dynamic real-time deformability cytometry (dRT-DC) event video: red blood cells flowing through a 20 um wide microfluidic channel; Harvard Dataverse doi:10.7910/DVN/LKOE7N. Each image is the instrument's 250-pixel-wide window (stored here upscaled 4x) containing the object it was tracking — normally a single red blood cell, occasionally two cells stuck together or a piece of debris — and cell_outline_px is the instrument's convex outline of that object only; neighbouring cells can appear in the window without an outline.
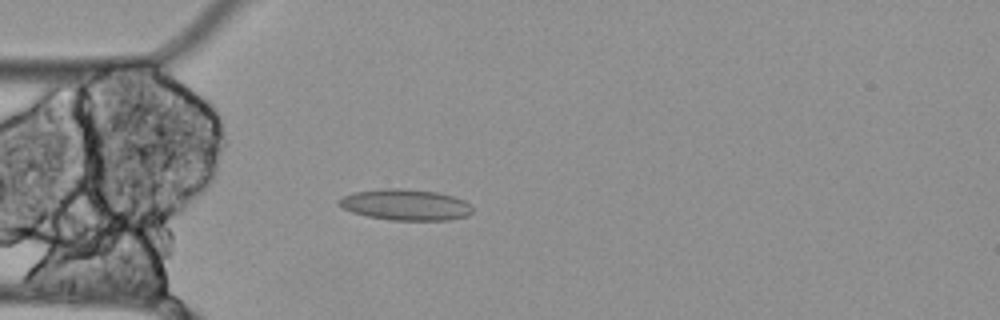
{"species": "Egyptian fruit bat (a non-hibernating species)", "species_latin": "Rousettus aegyptiacus", "temperature_condition": "cold", "stored_images_in_passage": 57, "camera_frame_rate_fps": 3000, "um_per_image_px": 0.085, "animal": {"sex": "female"}, "frame": {"image": 1, "passage_image": 16, "time_ms": 5.0, "image_size_px": [1000, 320], "cell_outline_px": [[472, 212], [468, 216], [448, 220], [392, 220], [368, 216], [352, 212], [344, 208], [336, 200], [352, 192], [384, 188], [400, 188], [436, 192], [452, 196], [464, 200], [472, 208]], "centroid_in_image_um": [34.46, 17.4], "position_along_channel_um": 50.5, "area_um2": 24.04}}
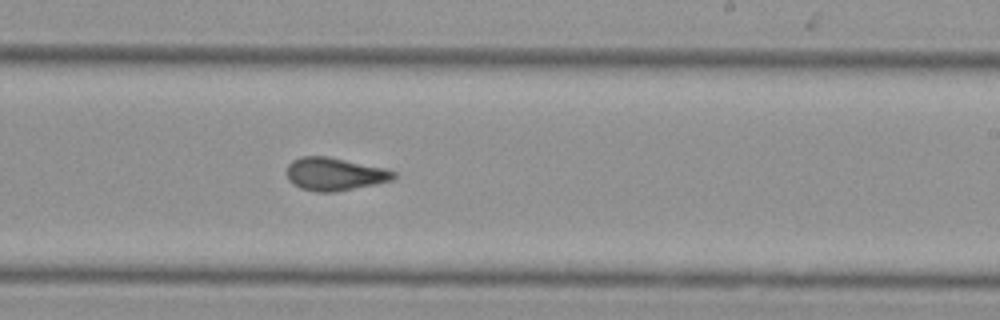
{"frame": {"image": 2, "passage_image": 34, "time_ms": 11.0, "image_size_px": [1000, 320], "cell_outline_px": [[396, 176], [392, 180], [336, 192], [316, 192], [300, 188], [292, 184], [288, 180], [288, 164], [292, 160], [300, 156], [328, 156], [384, 168], [396, 172]], "centroid_in_image_um": [28.41, 14.79], "position_along_channel_um": 260.6, "area_um2": 20.46}}
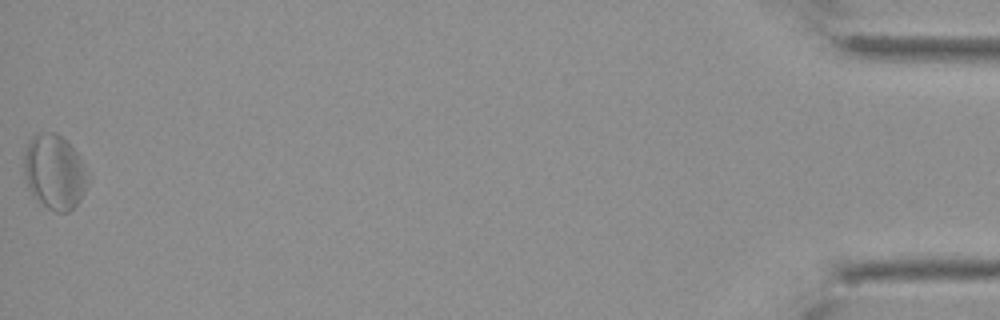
{"frame": {"image": 3, "passage_image": 57, "time_ms": 18.667, "image_size_px": [1000, 320], "cell_outline_px": [[92, 176], [80, 200], [68, 212], [56, 212], [48, 208], [36, 200], [32, 196], [28, 188], [24, 176], [24, 156], [28, 144], [32, 136], [40, 132], [56, 132], [80, 156]], "centroid_in_image_um": [4.66, 14.64], "position_along_channel_um": 430.5, "area_um2": 28.15}, "authors_computed_cell_mechanics": {"area_um2": 22.4842, "velocity_mm_per_s": 3.4701, "shape_relaxation_time_tau1_ms": null, "shape_relaxation_time_tau2_ms": 3.3362, "deformation_change_tau1": null, "deformation_change_tau2": 0.1175}}